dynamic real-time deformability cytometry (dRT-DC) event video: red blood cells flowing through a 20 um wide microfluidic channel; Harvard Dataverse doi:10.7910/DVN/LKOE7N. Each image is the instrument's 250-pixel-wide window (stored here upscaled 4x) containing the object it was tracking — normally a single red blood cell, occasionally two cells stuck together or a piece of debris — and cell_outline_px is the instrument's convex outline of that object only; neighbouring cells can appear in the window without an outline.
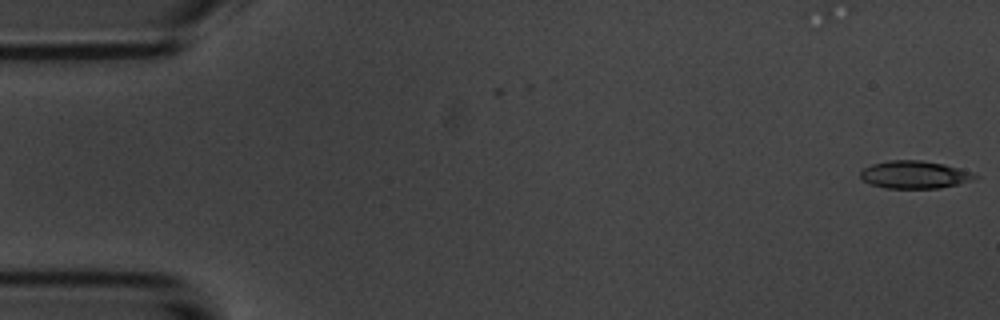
{"species": "common noctule bat (a hibernating species)", "species_latin": "Nyctalus noctula", "temperature_condition": "room temperature", "stored_images_in_passage": 2, "camera_frame_rate_fps": 3000, "um_per_image_px": 0.085, "animal": {"sex": "male", "body_mass_g": 20.1, "forearm_length_mm": 53.5}, "frame": {"image": 1, "passage_image": 2, "time_ms": 1.333, "image_size_px": [1000, 320], "cell_outline_px": [[980, 176], [972, 180], [940, 188], [884, 188], [872, 184], [864, 180], [860, 176], [860, 172], [864, 168], [872, 164], [888, 160], [920, 160], [944, 164], [960, 168], [972, 172]], "centroid_in_image_um": [77.75, 14.84], "position_along_channel_um": 7.3, "area_um2": 18.38}}